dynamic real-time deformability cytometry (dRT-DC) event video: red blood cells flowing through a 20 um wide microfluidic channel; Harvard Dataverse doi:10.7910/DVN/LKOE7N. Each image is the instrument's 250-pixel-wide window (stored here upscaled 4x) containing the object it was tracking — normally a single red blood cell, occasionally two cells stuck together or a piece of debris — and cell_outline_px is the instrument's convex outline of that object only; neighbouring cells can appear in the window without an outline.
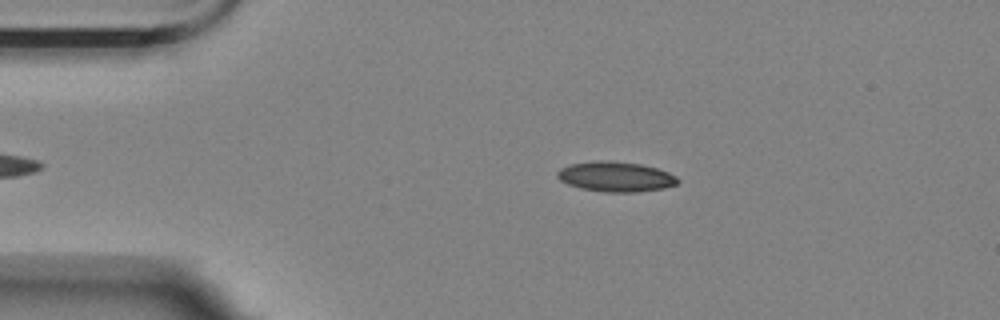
{"species": "Egyptian fruit bat (a non-hibernating species)", "species_latin": "Rousettus aegyptiacus", "temperature_condition": "room temperature", "stored_images_in_passage": 47, "camera_frame_rate_fps": 3000, "um_per_image_px": 0.085, "animal": {"sex": "female"}, "frame": {"image": 1, "passage_image": 10, "time_ms": 3.0, "image_size_px": [1000, 320], "cell_outline_px": [[680, 180], [676, 184], [664, 188], [636, 192], [604, 192], [580, 188], [568, 184], [560, 180], [556, 176], [556, 172], [560, 168], [572, 164], [596, 160], [600, 160], [640, 164], [656, 168], [668, 172], [676, 176]], "centroid_in_image_um": [52.32, 15.02], "position_along_channel_um": 32.7, "area_um2": 20.98}}
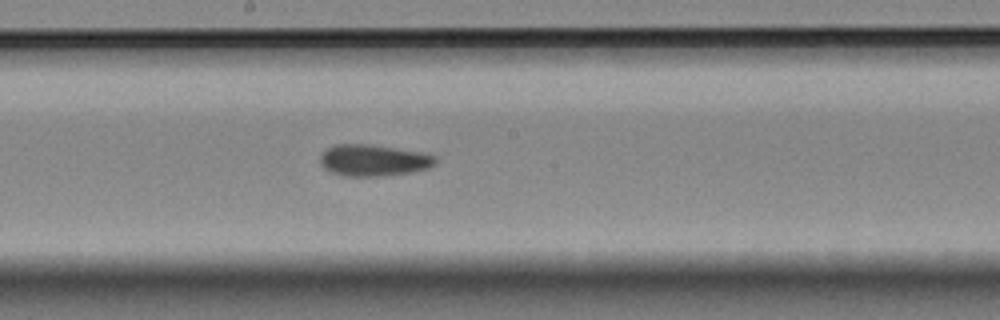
{"frame": {"image": 2, "passage_image": 29, "time_ms": 9.333, "image_size_px": [1000, 320], "cell_outline_px": [[436, 164], [428, 168], [412, 172], [384, 176], [344, 176], [332, 172], [324, 168], [320, 164], [320, 156], [328, 148], [336, 144], [368, 144], [420, 152], [436, 156]], "centroid_in_image_um": [31.75, 13.63], "position_along_channel_um": 216.5, "area_um2": 21.1}}
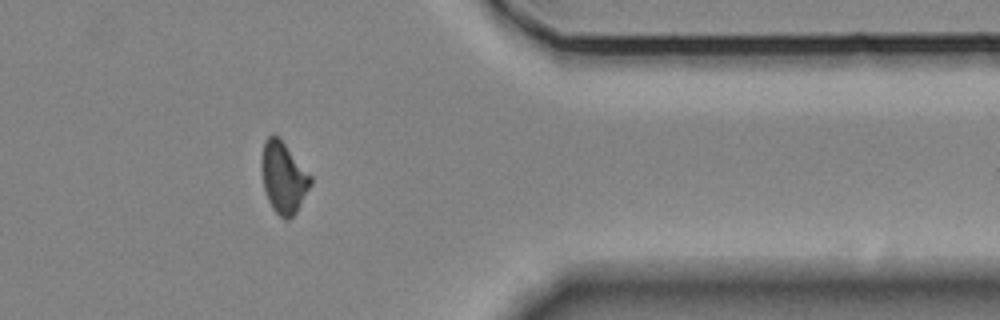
{"frame": {"image": 3, "passage_image": 45, "time_ms": 14.667, "image_size_px": [1000, 320], "cell_outline_px": [[312, 184], [296, 212], [288, 220], [284, 220], [272, 208], [268, 200], [264, 188], [260, 168], [260, 160], [264, 140], [268, 136], [280, 136], [312, 176]], "centroid_in_image_um": [24.09, 15.06], "position_along_channel_um": 387.3, "area_um2": 20.75}, "authors_computed_cell_mechanics": {"area_um2": 20.5768, "velocity_mm_per_s": 3.518, "shape_relaxation_time_tau1_ms": 9.0167, "shape_relaxation_time_tau2_ms": 4.542, "deformation_change_tau1": 0.2051, "deformation_change_tau2": 0.0988}}